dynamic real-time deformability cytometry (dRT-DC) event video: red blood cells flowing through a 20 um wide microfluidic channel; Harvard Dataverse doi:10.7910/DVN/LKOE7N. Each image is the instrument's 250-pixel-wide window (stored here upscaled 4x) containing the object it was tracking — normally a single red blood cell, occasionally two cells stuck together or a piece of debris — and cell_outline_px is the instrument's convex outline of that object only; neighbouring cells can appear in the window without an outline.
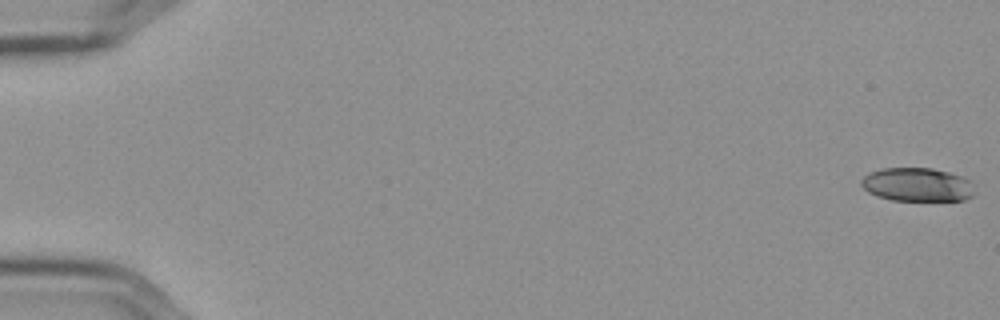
{"species": "Egyptian fruit bat (a non-hibernating species)", "species_latin": "Rousettus aegyptiacus", "temperature_condition": "cold", "stored_images_in_passage": 57, "camera_frame_rate_fps": 3000, "um_per_image_px": 0.085, "frame": {"image": 1, "passage_image": 1, "time_ms": 0.0, "image_size_px": [1000, 320], "cell_outline_px": [[976, 192], [972, 196], [964, 200], [892, 200], [876, 196], [868, 192], [860, 184], [860, 180], [864, 176], [880, 168], [932, 168], [964, 176], [972, 180], [976, 184]], "centroid_in_image_um": [78.03, 15.69], "position_along_channel_um": 7.0, "area_um2": 22.6}}
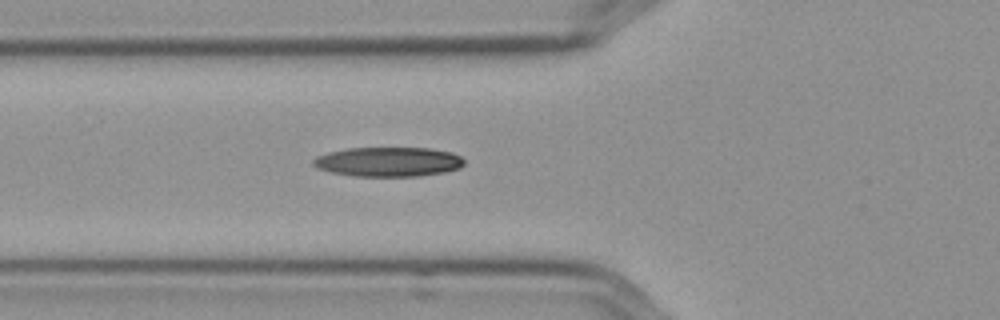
{"frame": {"image": 2, "passage_image": 22, "time_ms": 7.0, "image_size_px": [1000, 320], "cell_outline_px": [[464, 164], [460, 168], [444, 172], [420, 176], [352, 176], [332, 172], [316, 168], [312, 164], [312, 160], [316, 156], [328, 152], [348, 148], [432, 148], [452, 152], [460, 156], [464, 160]], "centroid_in_image_um": [33.0, 13.75], "position_along_channel_um": 92.8, "area_um2": 26.13}}
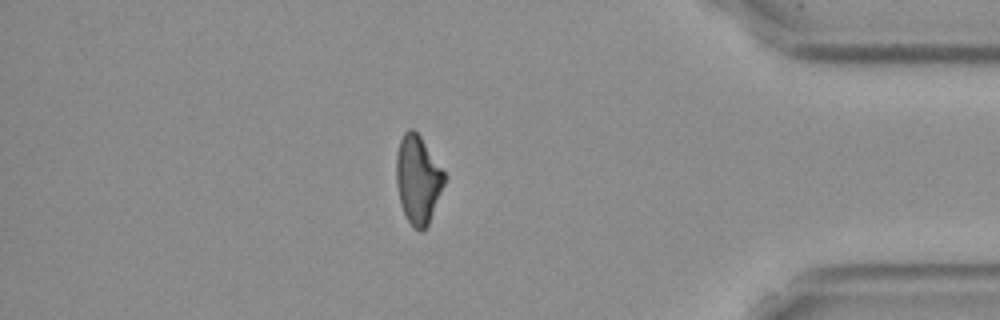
{"frame": {"image": 3, "passage_image": 50, "time_ms": 16.333, "image_size_px": [1000, 320], "cell_outline_px": [[448, 176], [428, 224], [420, 232], [408, 220], [400, 204], [396, 184], [396, 152], [400, 140], [404, 132], [408, 128], [412, 128], [420, 136]], "centroid_in_image_um": [35.52, 15.22], "position_along_channel_um": 399.7, "area_um2": 24.74}, "authors_computed_cell_mechanics": {"area_um2": 24.7384, "velocity_mm_per_s": 3.6006, "shape_relaxation_time_tau1_ms": 9.9488, "shape_relaxation_time_tau2_ms": 4.7243, "deformation_change_tau1": 0.2388, "deformation_change_tau2": 0.1307}}